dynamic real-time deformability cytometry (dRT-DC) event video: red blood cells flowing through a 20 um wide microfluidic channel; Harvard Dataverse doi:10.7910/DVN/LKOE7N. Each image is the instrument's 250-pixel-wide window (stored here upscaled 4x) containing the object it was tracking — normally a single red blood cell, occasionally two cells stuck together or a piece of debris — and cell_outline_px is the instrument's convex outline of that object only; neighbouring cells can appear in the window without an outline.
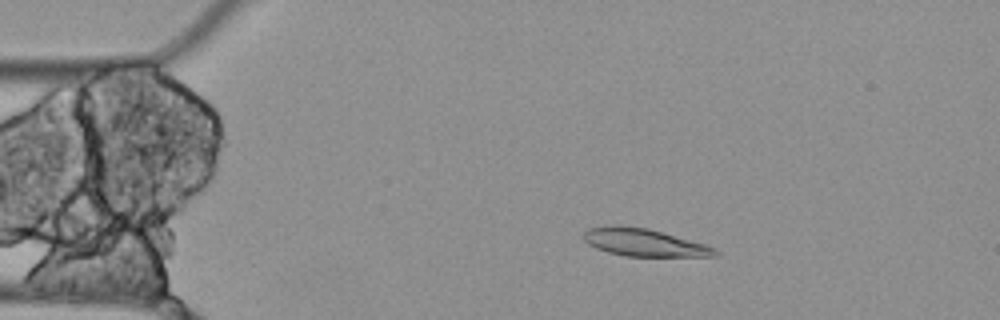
{"species": "Egyptian fruit bat (a non-hibernating species)", "species_latin": "Rousettus aegyptiacus", "temperature_condition": "cold", "stored_images_in_passage": 7, "camera_frame_rate_fps": 3000, "um_per_image_px": 0.085, "animal": {"sex": "female"}, "frame": {"image": 1, "passage_image": 3, "time_ms": 0.667, "image_size_px": [1000, 320], "cell_outline_px": [[720, 252], [716, 256], [624, 256], [608, 252], [596, 248], [588, 244], [584, 240], [584, 232], [588, 228], [612, 224], [648, 228], [704, 244], [716, 248]], "centroid_in_image_um": [54.71, 20.6], "position_along_channel_um": 30.3, "area_um2": 21.1}}
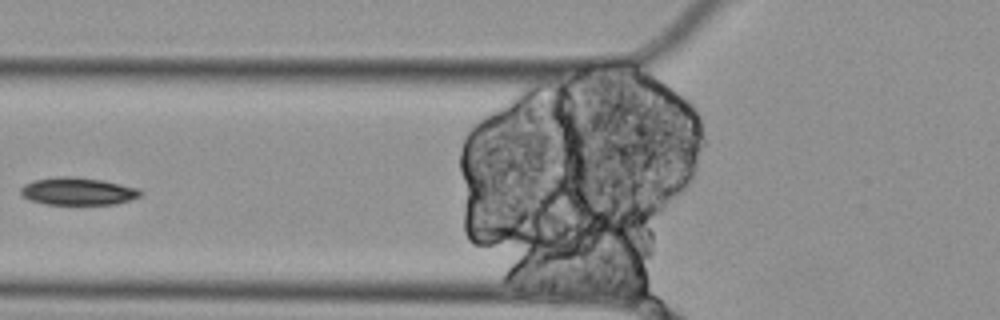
{"frame": {"image": 2, "passage_image": 6, "time_ms": 1.667, "image_size_px": [1000, 320], "cell_outline_px": [[144, 192], [140, 196], [132, 200], [116, 204], [44, 204], [28, 200], [20, 192], [20, 188], [24, 184], [32, 180], [56, 176], [72, 176], [104, 180], [140, 188]], "centroid_in_image_um": [6.64, 16.25], "position_along_channel_um": 119.2, "area_um2": 19.59}}
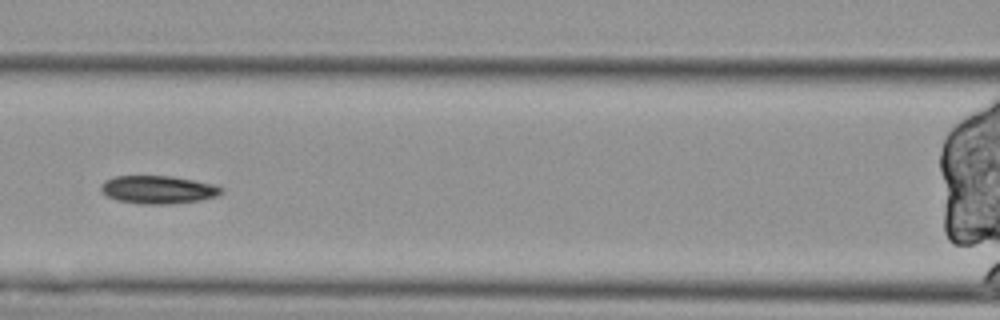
{"frame": {"image": 3, "passage_image": 7, "time_ms": 2.0, "image_size_px": [1000, 320], "cell_outline_px": [[224, 188], [216, 196], [200, 200], [168, 204], [140, 204], [116, 200], [100, 192], [100, 184], [104, 180], [116, 176], [172, 176], [212, 184]], "centroid_in_image_um": [13.37, 16.12], "position_along_channel_um": 153.2, "area_um2": 19.59}}